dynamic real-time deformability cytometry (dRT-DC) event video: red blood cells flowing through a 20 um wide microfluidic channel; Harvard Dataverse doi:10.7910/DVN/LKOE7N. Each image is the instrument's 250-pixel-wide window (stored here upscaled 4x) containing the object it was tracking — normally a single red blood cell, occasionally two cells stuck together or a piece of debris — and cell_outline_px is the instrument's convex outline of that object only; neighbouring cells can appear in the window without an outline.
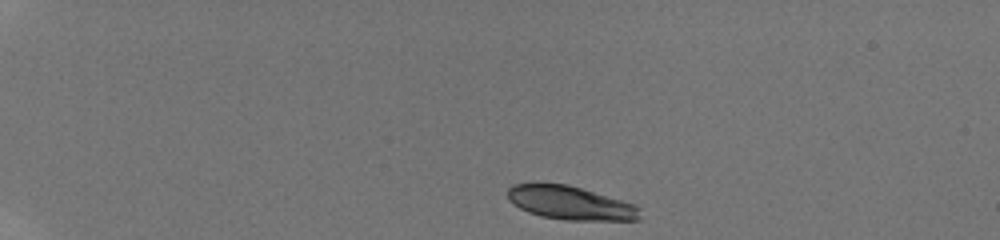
{"species": "human", "species_latin": "Homo sapiens", "temperature_condition": "room temperature", "stored_images_in_passage": 11, "camera_frame_rate_fps": 3000, "um_per_image_px": 0.085, "donor": {"sex": "male"}, "frame": {"image": 1, "passage_image": 1, "time_ms": 0.0, "image_size_px": [1000, 240], "cell_outline_px": [[640, 220], [564, 220], [540, 216], [528, 212], [512, 204], [508, 200], [508, 188], [512, 184], [532, 180], [568, 184], [636, 204], [640, 208]], "centroid_in_image_um": [48.41, 17.2], "position_along_channel_um": 36.6, "area_um2": 26.76}}
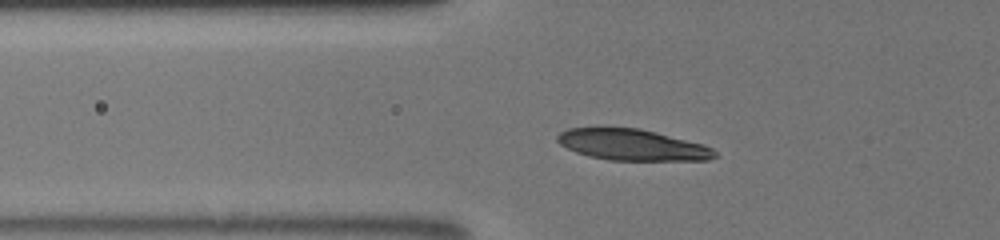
{"frame": {"image": 2, "passage_image": 8, "time_ms": 3.0, "image_size_px": [1000, 240], "cell_outline_px": [[720, 156], [708, 160], [608, 160], [588, 156], [576, 152], [560, 144], [556, 140], [556, 136], [560, 132], [568, 128], [640, 128], [704, 144], [712, 148]], "centroid_in_image_um": [53.77, 12.32], "position_along_channel_um": 72.0, "area_um2": 28.61}}
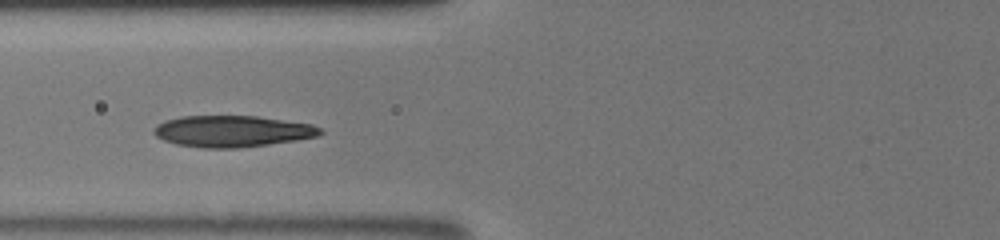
{"frame": {"image": 3, "passage_image": 10, "time_ms": 4.0, "image_size_px": [1000, 240], "cell_outline_px": [[324, 132], [320, 136], [296, 140], [268, 144], [236, 148], [204, 148], [176, 144], [164, 140], [156, 136], [152, 132], [152, 128], [156, 124], [164, 120], [180, 116], [256, 116], [312, 124], [320, 128]], "centroid_in_image_um": [19.71, 11.15], "position_along_channel_um": 106.1, "area_um2": 30.58}}